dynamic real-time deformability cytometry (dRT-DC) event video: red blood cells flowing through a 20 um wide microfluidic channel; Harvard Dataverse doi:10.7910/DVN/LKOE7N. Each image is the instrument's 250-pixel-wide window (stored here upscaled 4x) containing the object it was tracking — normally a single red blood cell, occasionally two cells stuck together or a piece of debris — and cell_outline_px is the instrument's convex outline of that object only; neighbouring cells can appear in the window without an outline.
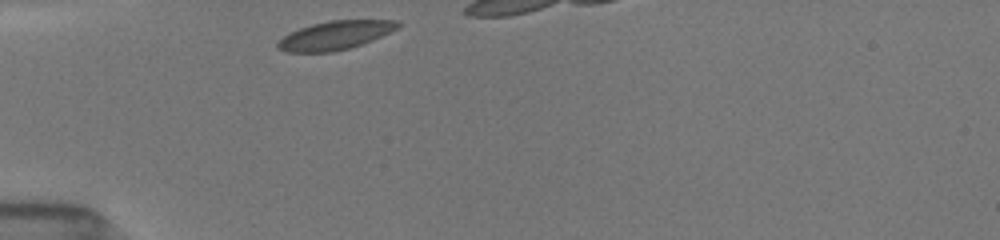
{"species": "common noctule bat (a hibernating species)", "species_latin": "Nyctalus noctula", "temperature_condition": "room temperature", "stored_images_in_passage": 6, "camera_frame_rate_fps": 3000, "um_per_image_px": 0.085, "animal": {"sex": "female", "body_mass_g": 19.5, "forearm_length_mm": 54.1}, "frame": {"image": 1, "passage_image": 1, "time_ms": 0.0, "image_size_px": [1000, 240], "cell_outline_px": [[400, 24], [396, 28], [372, 40], [348, 48], [332, 52], [288, 52], [276, 48], [276, 44], [284, 36], [300, 28], [312, 24], [328, 20], [400, 20]], "centroid_in_image_um": [28.46, 3.0], "position_along_channel_um": 56.5, "area_um2": 19.71}}